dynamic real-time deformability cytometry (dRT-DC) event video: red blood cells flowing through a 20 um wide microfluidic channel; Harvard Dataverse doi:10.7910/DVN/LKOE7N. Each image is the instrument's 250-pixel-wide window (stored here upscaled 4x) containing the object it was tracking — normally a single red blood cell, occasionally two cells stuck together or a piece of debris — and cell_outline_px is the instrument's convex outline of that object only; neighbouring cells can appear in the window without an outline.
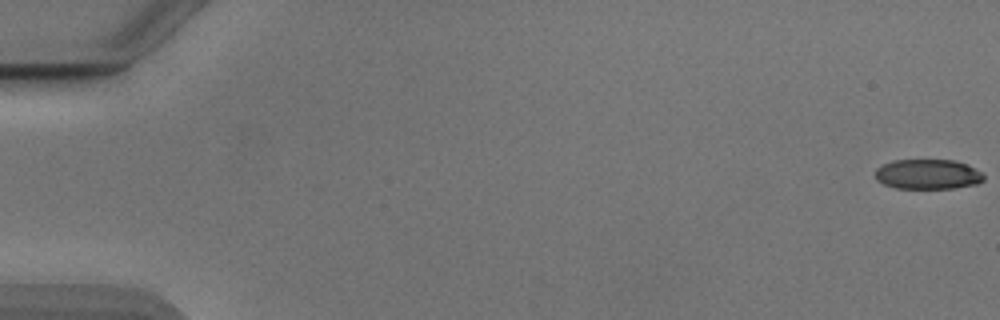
{"species": "Egyptian fruit bat (a non-hibernating species)", "species_latin": "Rousettus aegyptiacus", "temperature_condition": "cold", "stored_images_in_passage": 14, "camera_frame_rate_fps": 3000, "um_per_image_px": 0.085, "animal": {"sex": "male"}, "frame": {"image": 1, "passage_image": 1, "time_ms": 0.0, "image_size_px": [1000, 320], "cell_outline_px": [[984, 180], [976, 184], [952, 188], [896, 188], [884, 184], [876, 180], [876, 168], [892, 160], [952, 160], [968, 164], [984, 172]], "centroid_in_image_um": [78.89, 14.8], "position_along_channel_um": 6.1, "area_um2": 19.02}}
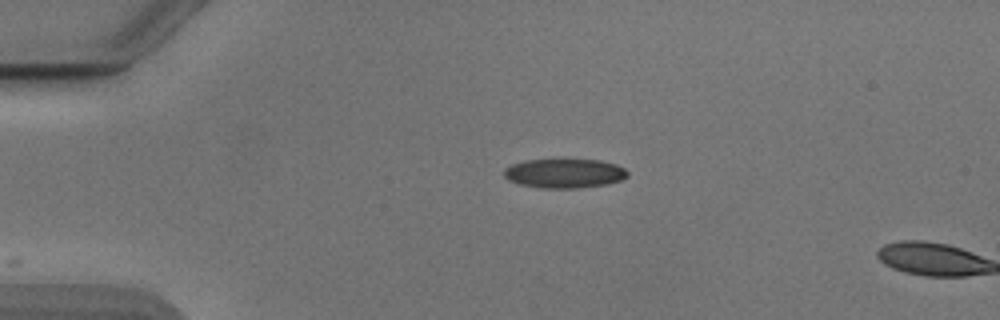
{"frame": {"image": 2, "passage_image": 13, "time_ms": 4.0, "image_size_px": [1000, 320], "cell_outline_px": [[628, 176], [620, 180], [604, 184], [576, 188], [544, 188], [520, 184], [508, 180], [504, 176], [504, 168], [512, 164], [524, 160], [556, 156], [560, 156], [600, 160], [616, 164], [624, 168], [628, 172]], "centroid_in_image_um": [47.94, 14.66], "position_along_channel_um": 37.1, "area_um2": 22.02}}